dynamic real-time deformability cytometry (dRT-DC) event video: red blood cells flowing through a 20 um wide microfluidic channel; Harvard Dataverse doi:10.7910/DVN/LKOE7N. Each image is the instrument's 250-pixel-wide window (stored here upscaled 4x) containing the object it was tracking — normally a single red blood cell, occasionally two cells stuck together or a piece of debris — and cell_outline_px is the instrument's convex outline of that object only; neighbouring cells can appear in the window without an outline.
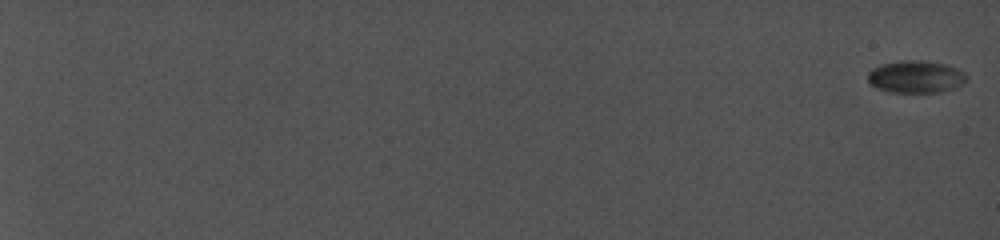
{"species": "common noctule bat (a hibernating species)", "species_latin": "Nyctalus noctula", "temperature_condition": "cold", "stored_images_in_passage": 34, "camera_frame_rate_fps": 5000, "um_per_image_px": 0.085, "animal": {"sex": "female", "body_mass_g": 19.0, "forearm_length_mm": 56.7}, "frame": {"image": 1, "passage_image": 1, "time_ms": 0.0, "image_size_px": [1000, 240], "cell_outline_px": [[968, 80], [964, 84], [940, 92], [892, 92], [876, 88], [868, 80], [868, 72], [872, 68], [880, 64], [900, 60], [920, 60], [944, 64], [956, 68], [964, 72], [968, 76]], "centroid_in_image_um": [77.85, 6.52], "position_along_channel_um": 7.2, "area_um2": 18.67}}
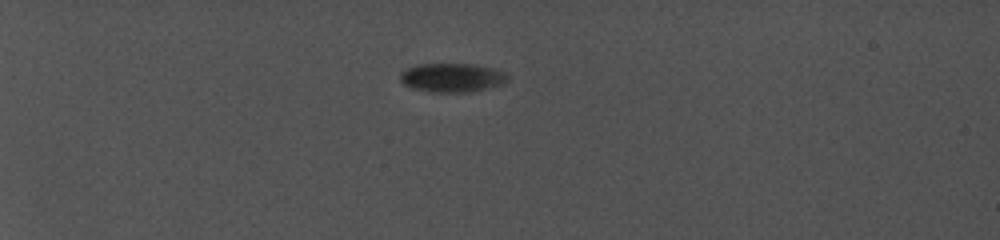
{"frame": {"image": 2, "passage_image": 20, "time_ms": 6.8, "image_size_px": [1000, 240], "cell_outline_px": [[508, 80], [504, 84], [488, 88], [468, 92], [432, 92], [412, 88], [404, 84], [400, 80], [400, 72], [416, 64], [472, 64], [496, 68], [504, 72], [508, 76]], "centroid_in_image_um": [38.44, 6.59], "position_along_channel_um": 46.6, "area_um2": 18.21}}
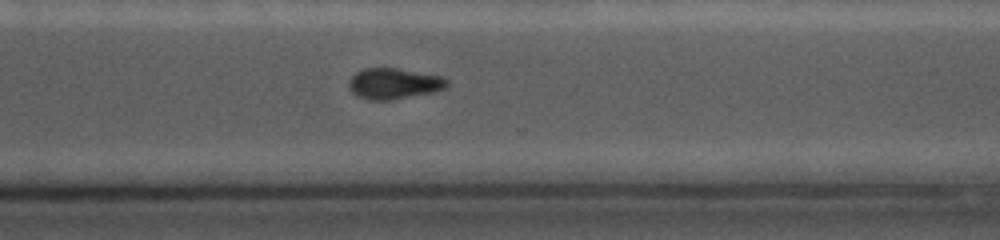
{"frame": {"image": 3, "passage_image": 34, "time_ms": 16.4, "image_size_px": [1000, 240], "cell_outline_px": [[448, 84], [444, 88], [436, 92], [392, 100], [368, 100], [356, 96], [352, 92], [348, 84], [348, 80], [356, 72], [364, 68], [396, 68], [444, 76], [448, 80]], "centroid_in_image_um": [33.49, 7.11], "position_along_channel_um": 337.1, "area_um2": 17.92}}